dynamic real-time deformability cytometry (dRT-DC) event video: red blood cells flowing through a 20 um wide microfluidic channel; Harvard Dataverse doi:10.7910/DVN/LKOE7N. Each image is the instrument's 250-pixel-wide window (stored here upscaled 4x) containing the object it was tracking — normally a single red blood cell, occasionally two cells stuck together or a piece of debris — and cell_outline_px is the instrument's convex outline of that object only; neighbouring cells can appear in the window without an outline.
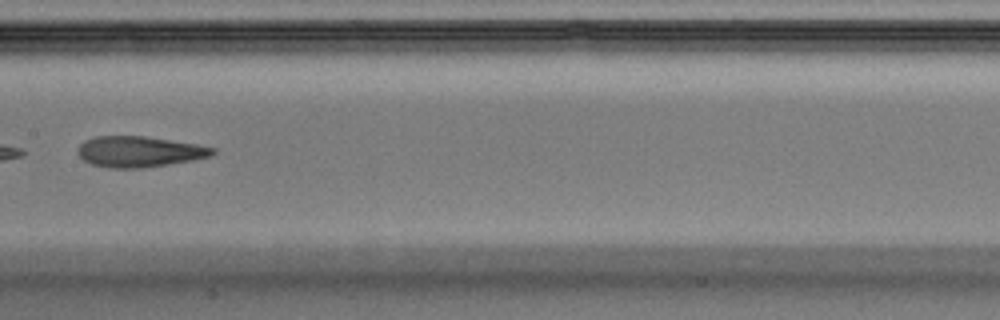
{"species": "Egyptian fruit bat (a non-hibernating species)", "species_latin": "Rousettus aegyptiacus", "temperature_condition": "warm", "stored_images_in_passage": 25, "camera_frame_rate_fps": 3000, "um_per_image_px": 0.085, "animal": {"sex": "male"}, "frame": {"image": 1, "passage_image": 8, "time_ms": 2.333, "image_size_px": [1000, 320], "cell_outline_px": [[216, 152], [212, 156], [192, 160], [168, 164], [140, 168], [108, 168], [92, 164], [84, 160], [76, 152], [76, 148], [84, 140], [96, 136], [144, 136], [196, 144], [216, 148]], "centroid_in_image_um": [11.81, 12.89], "position_along_channel_um": 195.6, "area_um2": 24.22}}